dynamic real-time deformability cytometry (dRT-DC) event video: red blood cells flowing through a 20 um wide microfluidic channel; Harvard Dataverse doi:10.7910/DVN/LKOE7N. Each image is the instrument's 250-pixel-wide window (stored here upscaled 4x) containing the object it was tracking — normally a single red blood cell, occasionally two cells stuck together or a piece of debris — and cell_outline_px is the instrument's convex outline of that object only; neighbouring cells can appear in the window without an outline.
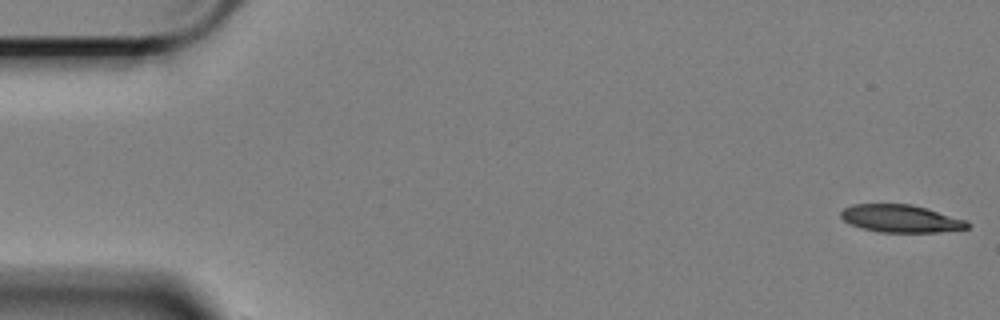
{"species": "Egyptian fruit bat (a non-hibernating species)", "species_latin": "Rousettus aegyptiacus", "temperature_condition": "cold", "stored_images_in_passage": 51, "camera_frame_rate_fps": 3000, "um_per_image_px": 0.085, "animal": {"sex": "female"}, "frame": {"image": 1, "passage_image": 1, "time_ms": 0.0, "image_size_px": [1000, 320], "cell_outline_px": [[968, 228], [940, 232], [880, 232], [864, 228], [852, 224], [844, 220], [840, 216], [840, 212], [844, 208], [852, 204], [908, 204], [924, 208], [968, 220]], "centroid_in_image_um": [76.56, 18.58], "position_along_channel_um": 8.4, "area_um2": 20.06}}
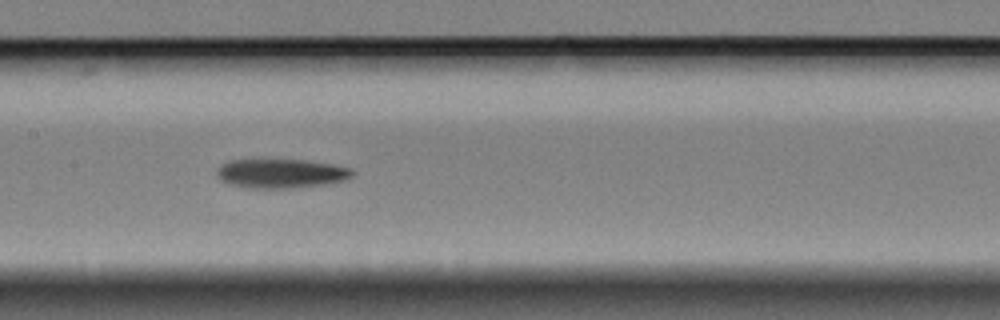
{"frame": {"image": 2, "passage_image": 28, "time_ms": 9.0, "image_size_px": [1000, 320], "cell_outline_px": [[356, 172], [348, 180], [324, 184], [292, 188], [248, 188], [228, 184], [220, 180], [216, 176], [216, 168], [220, 164], [228, 160], [304, 160], [332, 164], [352, 168]], "centroid_in_image_um": [23.87, 14.75], "position_along_channel_um": 183.5, "area_um2": 23.35}}
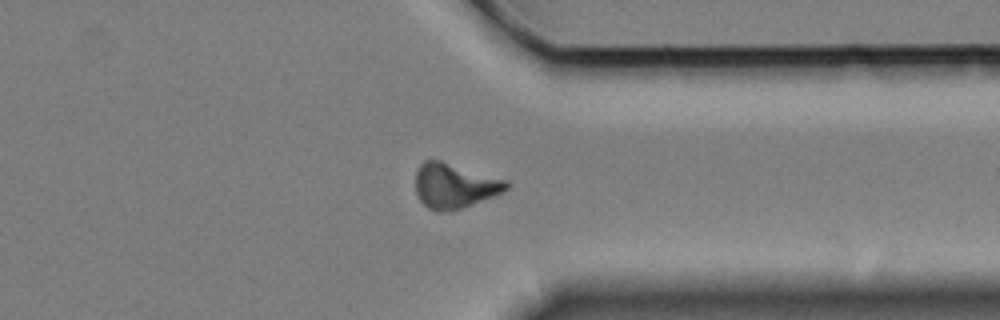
{"frame": {"image": 3, "passage_image": 45, "time_ms": 14.667, "image_size_px": [1000, 320], "cell_outline_px": [[512, 184], [508, 188], [492, 196], [464, 208], [448, 212], [436, 212], [428, 208], [416, 196], [416, 168], [424, 160], [440, 160], [508, 180]], "centroid_in_image_um": [38.61, 15.8], "position_along_channel_um": 372.8, "area_um2": 23.99}}